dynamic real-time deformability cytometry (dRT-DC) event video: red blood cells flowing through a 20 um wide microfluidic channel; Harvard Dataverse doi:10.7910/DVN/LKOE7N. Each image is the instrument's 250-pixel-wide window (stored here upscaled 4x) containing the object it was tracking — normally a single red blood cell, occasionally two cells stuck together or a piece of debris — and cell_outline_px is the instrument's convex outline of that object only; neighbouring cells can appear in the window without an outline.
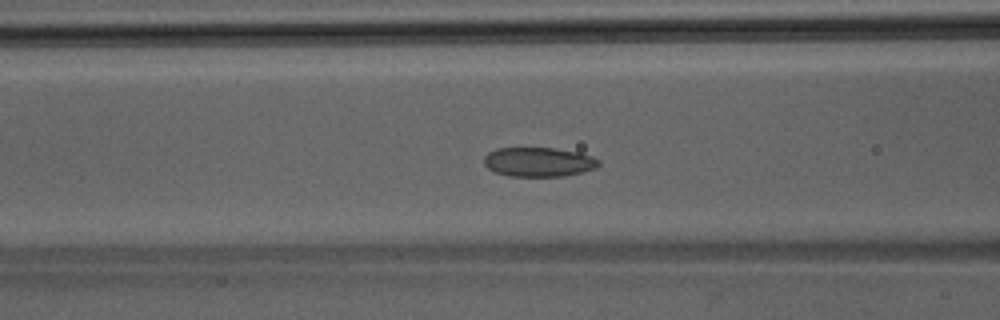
{"species": "Egyptian fruit bat (a non-hibernating species)", "species_latin": "Rousettus aegyptiacus", "temperature_condition": "room temperature", "stored_images_in_passage": 46, "camera_frame_rate_fps": 3000, "um_per_image_px": 0.085, "animal": {"sex": "male"}, "frame": {"image": 1, "passage_image": 18, "time_ms": 5.667, "image_size_px": [1000, 320], "cell_outline_px": [[600, 164], [596, 168], [564, 176], [508, 176], [492, 172], [484, 164], [484, 156], [488, 152], [496, 148], [556, 148], [580, 152], [592, 156], [600, 160]], "centroid_in_image_um": [45.77, 13.76], "position_along_channel_um": 120.8, "area_um2": 19.83}}
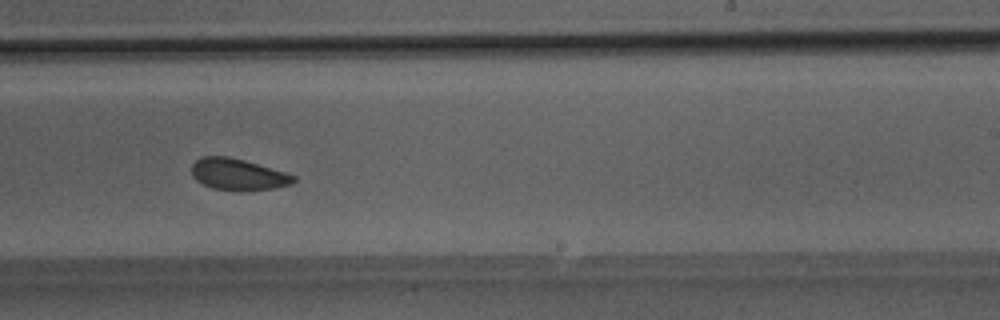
{"frame": {"image": 2, "passage_image": 28, "time_ms": 9.0, "image_size_px": [1000, 320], "cell_outline_px": [[296, 180], [292, 184], [276, 188], [240, 192], [212, 188], [196, 180], [192, 176], [192, 164], [200, 156], [228, 156], [244, 160], [284, 172], [296, 176]], "centroid_in_image_um": [20.23, 14.84], "position_along_channel_um": 268.8, "area_um2": 18.9}}
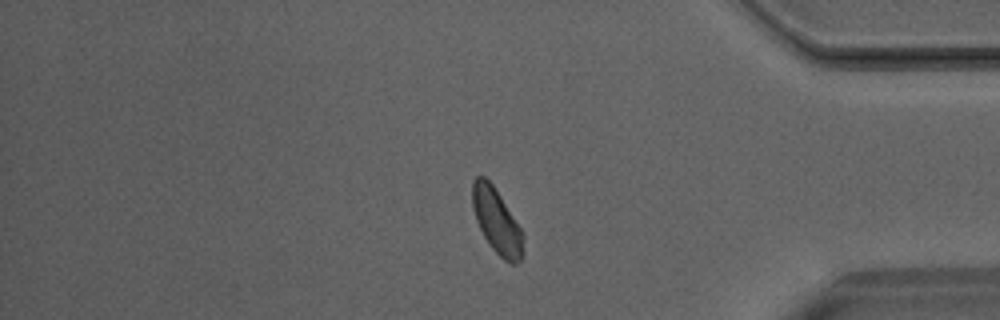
{"frame": {"image": 3, "passage_image": 38, "time_ms": 12.333, "image_size_px": [1000, 320], "cell_outline_px": [[524, 256], [516, 264], [508, 264], [488, 244], [476, 220], [472, 208], [472, 180], [476, 176], [484, 176], [492, 184], [524, 232]], "centroid_in_image_um": [42.25, 18.83], "position_along_channel_um": 393.0, "area_um2": 19.48}}